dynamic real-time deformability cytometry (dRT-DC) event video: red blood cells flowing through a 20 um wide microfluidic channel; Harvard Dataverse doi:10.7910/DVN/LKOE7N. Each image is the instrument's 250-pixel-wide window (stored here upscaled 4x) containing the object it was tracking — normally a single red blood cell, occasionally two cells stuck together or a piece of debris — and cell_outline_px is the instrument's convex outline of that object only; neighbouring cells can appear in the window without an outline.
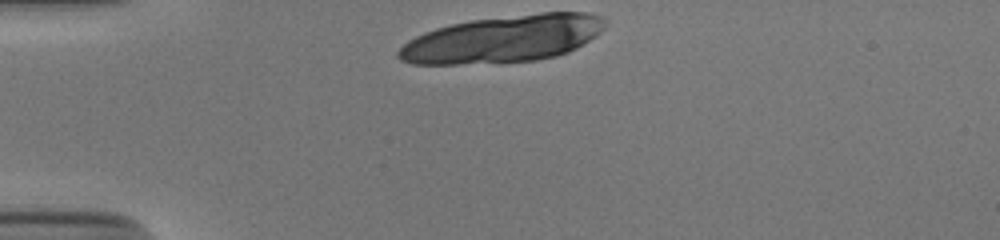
{"species": "human", "species_latin": "Homo sapiens", "temperature_condition": "cold", "stored_images_in_passage": 27, "camera_frame_rate_fps": 3000, "um_per_image_px": 0.085, "donor": {"sex": "male"}, "frame": {"image": 1, "passage_image": 1, "time_ms": 0.0, "image_size_px": [1000, 240], "cell_outline_px": [[604, 28], [596, 36], [576, 48], [568, 52], [556, 56], [536, 60], [456, 64], [412, 64], [400, 60], [396, 56], [396, 52], [408, 40], [424, 32], [436, 28], [452, 24], [472, 20], [540, 12], [584, 12], [600, 16], [604, 20]], "centroid_in_image_um": [42.74, 3.31], "position_along_channel_um": 42.3, "area_um2": 56.36}}
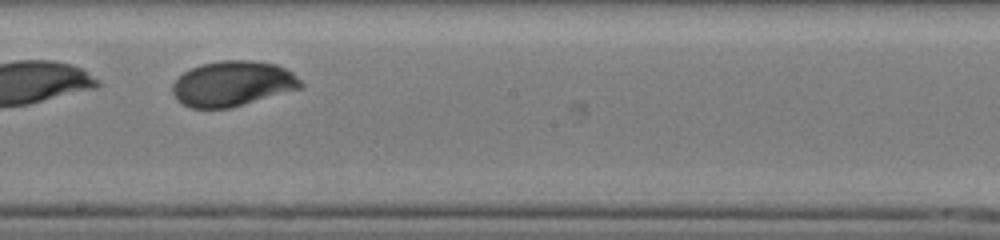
{"frame": {"image": 2, "passage_image": 19, "time_ms": 6.0, "image_size_px": [1000, 240], "cell_outline_px": [[304, 84], [300, 88], [232, 108], [192, 108], [180, 104], [176, 100], [172, 92], [172, 84], [184, 72], [200, 64], [220, 60], [252, 60], [276, 64], [292, 72]], "centroid_in_image_um": [19.75, 7.11], "position_along_channel_um": 228.5, "area_um2": 33.93}}
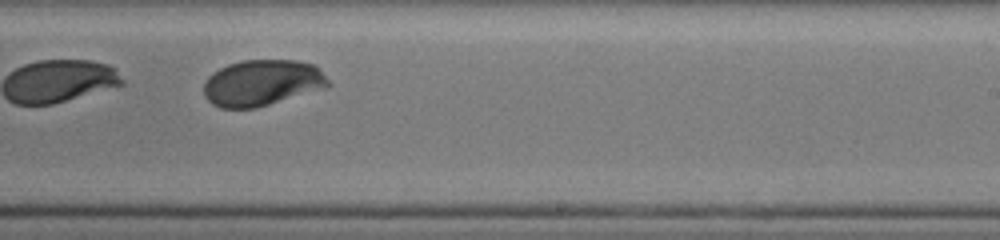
{"frame": {"image": 3, "passage_image": 22, "time_ms": 7.0, "image_size_px": [1000, 240], "cell_outline_px": [[332, 84], [328, 88], [256, 108], [220, 108], [212, 104], [204, 96], [204, 84], [208, 76], [212, 72], [228, 64], [244, 60], [296, 60], [316, 64]], "centroid_in_image_um": [22.32, 7.04], "position_along_channel_um": 266.7, "area_um2": 33.93}}